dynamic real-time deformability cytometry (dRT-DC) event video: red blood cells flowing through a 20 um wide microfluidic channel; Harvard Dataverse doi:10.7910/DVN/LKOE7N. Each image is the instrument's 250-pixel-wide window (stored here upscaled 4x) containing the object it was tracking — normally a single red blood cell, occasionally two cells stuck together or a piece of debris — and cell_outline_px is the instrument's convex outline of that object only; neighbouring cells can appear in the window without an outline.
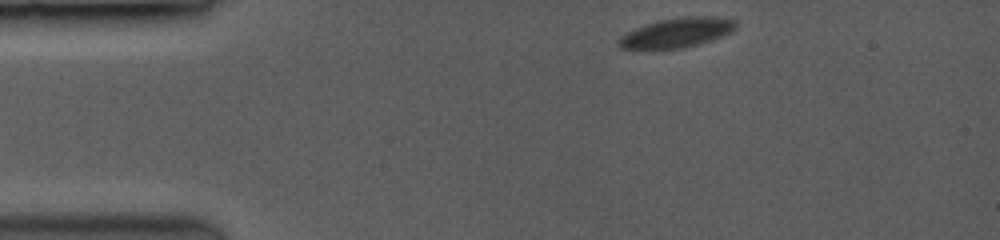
{"species": "common noctule bat (a hibernating species)", "species_latin": "Nyctalus noctula", "temperature_condition": "room temperature", "stored_images_in_passage": 8, "camera_frame_rate_fps": 3500, "um_per_image_px": 0.085, "animal": {"sex": "female", "body_mass_g": 19.0, "forearm_length_mm": 53.3}, "frame": {"image": 1, "passage_image": 1, "time_ms": 0.0, "image_size_px": [1000, 240], "cell_outline_px": [[736, 24], [728, 32], [720, 36], [696, 44], [676, 48], [620, 48], [620, 40], [628, 32], [636, 28], [648, 24], [664, 20], [700, 16], [704, 16], [732, 20]], "centroid_in_image_um": [57.51, 2.78], "position_along_channel_um": 27.5, "area_um2": 18.55}}
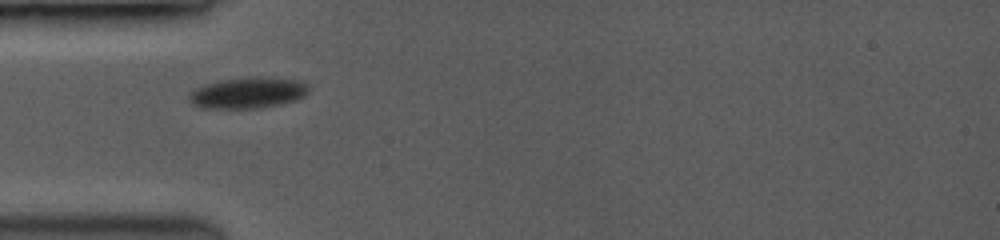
{"frame": {"image": 2, "passage_image": 7, "time_ms": 2.571, "image_size_px": [1000, 240], "cell_outline_px": [[304, 96], [292, 100], [276, 104], [252, 108], [212, 108], [196, 104], [192, 100], [192, 92], [196, 88], [204, 84], [220, 80], [296, 80], [304, 84]], "centroid_in_image_um": [20.99, 7.93], "position_along_channel_um": 64.0, "area_um2": 19.36}}